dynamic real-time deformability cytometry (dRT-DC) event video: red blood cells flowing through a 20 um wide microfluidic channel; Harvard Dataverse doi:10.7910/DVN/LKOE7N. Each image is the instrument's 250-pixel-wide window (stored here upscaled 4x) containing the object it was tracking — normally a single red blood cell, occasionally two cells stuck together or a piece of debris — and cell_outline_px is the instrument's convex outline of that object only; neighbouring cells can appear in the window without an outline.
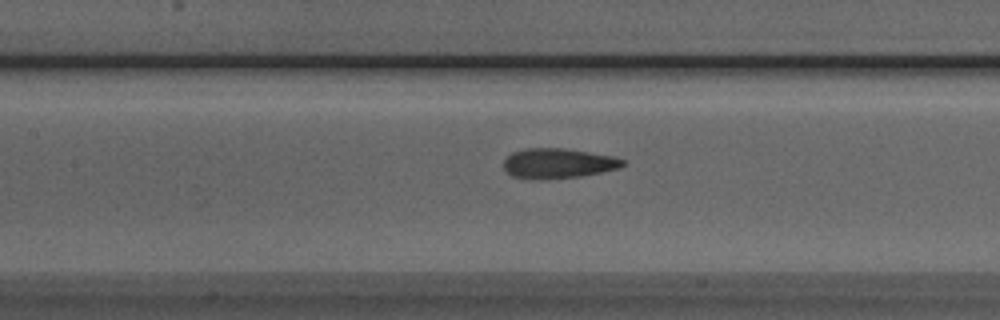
{"species": "Egyptian fruit bat (a non-hibernating species)", "species_latin": "Rousettus aegyptiacus", "temperature_condition": "room temperature", "stored_images_in_passage": 33, "camera_frame_rate_fps": 3000, "um_per_image_px": 0.085, "animal": {"sex": "male"}, "frame": {"image": 1, "passage_image": 14, "time_ms": 4.333, "image_size_px": [1000, 320], "cell_outline_px": [[628, 164], [620, 168], [580, 176], [540, 180], [536, 180], [512, 176], [504, 168], [504, 160], [512, 152], [524, 148], [564, 148], [612, 156], [624, 160]], "centroid_in_image_um": [47.43, 13.88], "position_along_channel_um": 160.0, "area_um2": 20.87}}
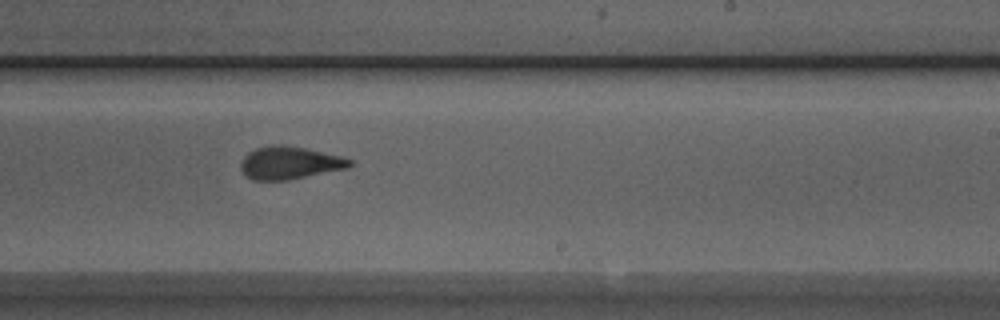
{"frame": {"image": 2, "passage_image": 22, "time_ms": 7.0, "image_size_px": [1000, 320], "cell_outline_px": [[352, 164], [348, 168], [288, 180], [252, 180], [240, 168], [240, 160], [248, 152], [256, 148], [272, 144], [276, 144], [304, 148], [340, 156], [352, 160]], "centroid_in_image_um": [24.59, 13.84], "position_along_channel_um": 264.4, "area_um2": 20.63}}
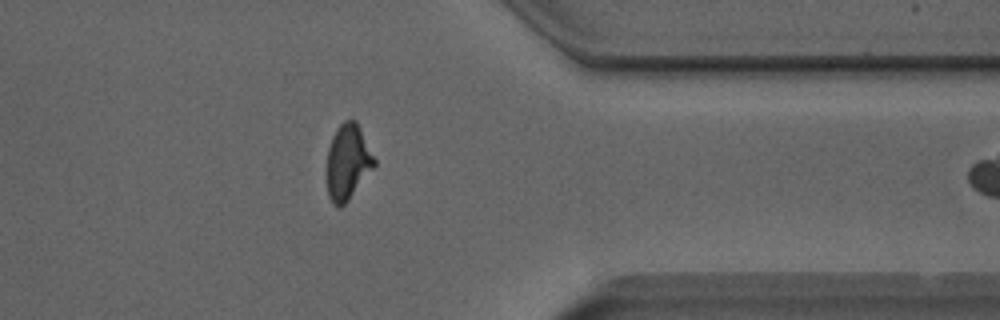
{"frame": {"image": 3, "passage_image": 32, "time_ms": 10.333, "image_size_px": [1000, 320], "cell_outline_px": [[376, 164], [348, 200], [340, 208], [332, 204], [328, 196], [328, 148], [332, 136], [336, 128], [344, 120], [356, 120], [376, 160]], "centroid_in_image_um": [29.56, 13.76], "position_along_channel_um": 381.8, "area_um2": 20.58}}